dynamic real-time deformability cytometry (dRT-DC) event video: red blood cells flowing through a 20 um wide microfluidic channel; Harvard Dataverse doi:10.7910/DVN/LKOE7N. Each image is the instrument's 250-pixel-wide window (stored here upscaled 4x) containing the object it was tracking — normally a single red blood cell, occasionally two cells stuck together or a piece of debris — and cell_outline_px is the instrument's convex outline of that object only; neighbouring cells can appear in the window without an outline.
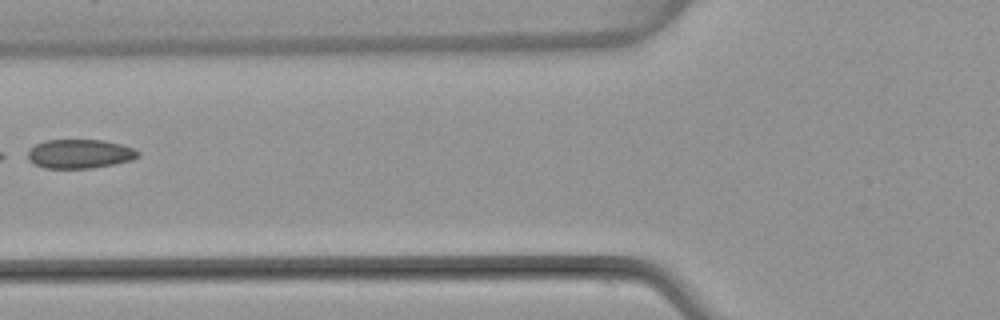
{"species": "common noctule bat (a hibernating species)", "species_latin": "Nyctalus noctula", "temperature_condition": "warm", "stored_images_in_passage": 3, "camera_frame_rate_fps": 3000, "um_per_image_px": 0.085, "animal": {"sex": "female", "body_mass_g": 22.7, "forearm_length_mm": 54.2}, "frame": {"image": 1, "passage_image": 3, "time_ms": 2.333, "image_size_px": [1000, 320], "cell_outline_px": [[140, 156], [132, 160], [92, 168], [44, 168], [28, 160], [28, 152], [36, 144], [44, 140], [104, 140], [120, 144], [132, 148], [140, 152]], "centroid_in_image_um": [6.79, 13.07], "position_along_channel_um": 119.0, "area_um2": 18.55}}